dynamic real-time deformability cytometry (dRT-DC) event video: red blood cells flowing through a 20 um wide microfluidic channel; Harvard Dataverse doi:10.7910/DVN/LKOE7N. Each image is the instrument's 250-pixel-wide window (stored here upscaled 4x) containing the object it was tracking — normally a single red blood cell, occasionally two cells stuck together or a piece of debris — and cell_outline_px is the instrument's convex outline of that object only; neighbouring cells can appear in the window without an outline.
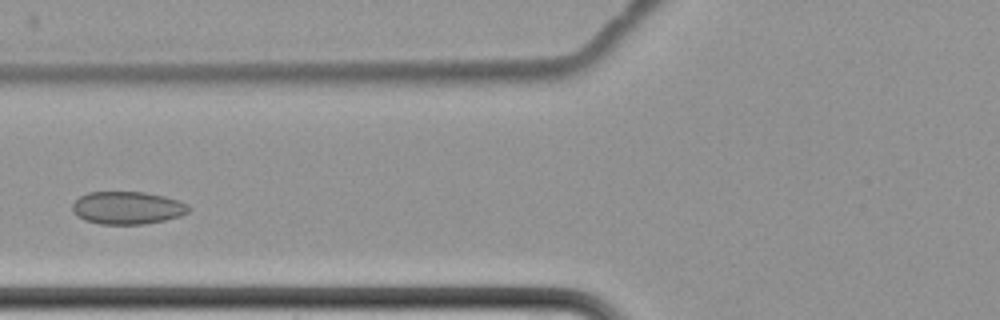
{"species": "common noctule bat (a hibernating species)", "species_latin": "Nyctalus noctula", "temperature_condition": "cold", "stored_images_in_passage": 7, "camera_frame_rate_fps": 3000, "um_per_image_px": 0.085, "animal": {"sex": "female", "body_mass_g": 22.7, "forearm_length_mm": 54.2}, "frame": {"image": 1, "passage_image": 3, "time_ms": 2.333, "image_size_px": [1000, 320], "cell_outline_px": [[192, 208], [188, 212], [180, 216], [164, 220], [144, 224], [100, 224], [84, 220], [76, 216], [72, 212], [72, 204], [80, 196], [88, 192], [144, 192], [164, 196], [188, 204]], "centroid_in_image_um": [10.81, 17.67], "position_along_channel_um": 115.0, "area_um2": 22.25}}
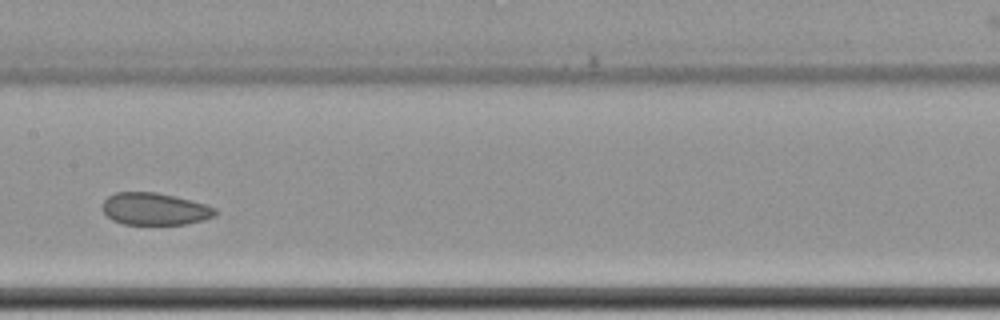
{"frame": {"image": 2, "passage_image": 5, "time_ms": 4.667, "image_size_px": [1000, 320], "cell_outline_px": [[220, 212], [216, 216], [184, 224], [124, 224], [112, 220], [104, 212], [104, 200], [108, 196], [116, 192], [156, 192], [176, 196], [204, 204], [216, 208]], "centroid_in_image_um": [13.18, 17.75], "position_along_channel_um": 194.2, "area_um2": 21.04}}
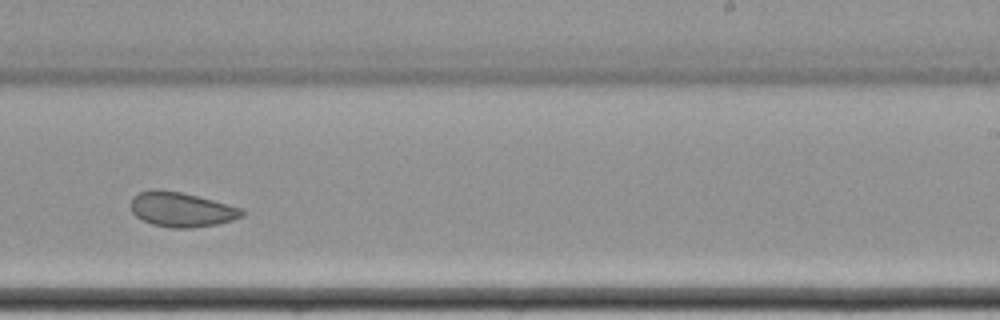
{"frame": {"image": 3, "passage_image": 7, "time_ms": 7.0, "image_size_px": [1000, 320], "cell_outline_px": [[244, 216], [232, 220], [216, 224], [192, 228], [168, 228], [152, 224], [136, 216], [132, 212], [132, 196], [140, 192], [180, 192], [212, 200], [240, 208], [244, 212]], "centroid_in_image_um": [15.45, 17.85], "position_along_channel_um": 273.6, "area_um2": 21.68}}